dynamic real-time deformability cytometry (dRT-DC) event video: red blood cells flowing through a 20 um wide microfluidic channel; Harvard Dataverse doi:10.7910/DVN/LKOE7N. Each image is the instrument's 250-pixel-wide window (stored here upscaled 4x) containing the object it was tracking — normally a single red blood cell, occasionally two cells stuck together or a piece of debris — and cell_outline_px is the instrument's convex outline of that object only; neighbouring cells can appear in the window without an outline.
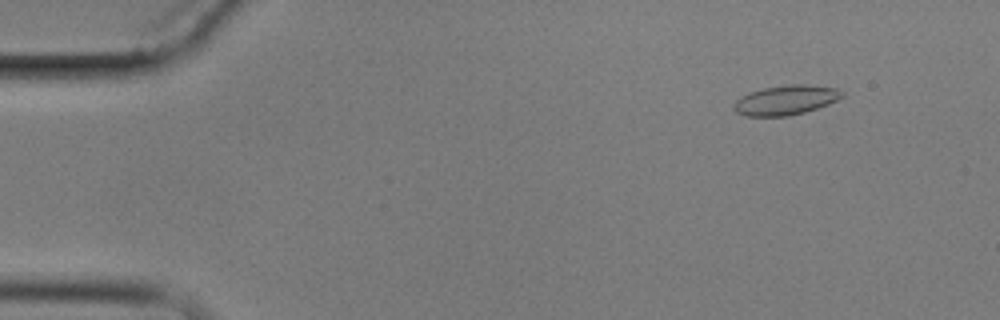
{"species": "common noctule bat (a hibernating species)", "species_latin": "Nyctalus noctula", "temperature_condition": "cold", "stored_images_in_passage": 5, "camera_frame_rate_fps": 3000, "um_per_image_px": 0.085, "animal": {"sex": "male", "body_mass_g": 17.9}, "frame": {"image": 1, "passage_image": 2, "time_ms": 1.333, "image_size_px": [1000, 320], "cell_outline_px": [[844, 96], [828, 104], [804, 112], [788, 116], [744, 116], [736, 112], [732, 108], [732, 104], [736, 100], [748, 92], [764, 88], [792, 84], [804, 84], [836, 88], [844, 92]], "centroid_in_image_um": [66.76, 8.51], "position_along_channel_um": 18.2, "area_um2": 18.67}}
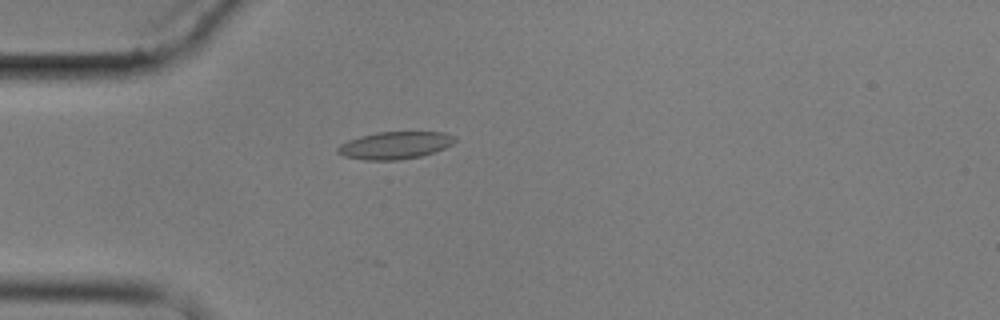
{"frame": {"image": 2, "passage_image": 4, "time_ms": 4.667, "image_size_px": [1000, 320], "cell_outline_px": [[456, 140], [452, 144], [444, 148], [420, 156], [400, 160], [364, 160], [344, 156], [336, 152], [336, 148], [340, 144], [348, 140], [360, 136], [376, 132], [444, 132], [456, 136]], "centroid_in_image_um": [33.55, 12.35], "position_along_channel_um": 51.4, "area_um2": 18.73}}